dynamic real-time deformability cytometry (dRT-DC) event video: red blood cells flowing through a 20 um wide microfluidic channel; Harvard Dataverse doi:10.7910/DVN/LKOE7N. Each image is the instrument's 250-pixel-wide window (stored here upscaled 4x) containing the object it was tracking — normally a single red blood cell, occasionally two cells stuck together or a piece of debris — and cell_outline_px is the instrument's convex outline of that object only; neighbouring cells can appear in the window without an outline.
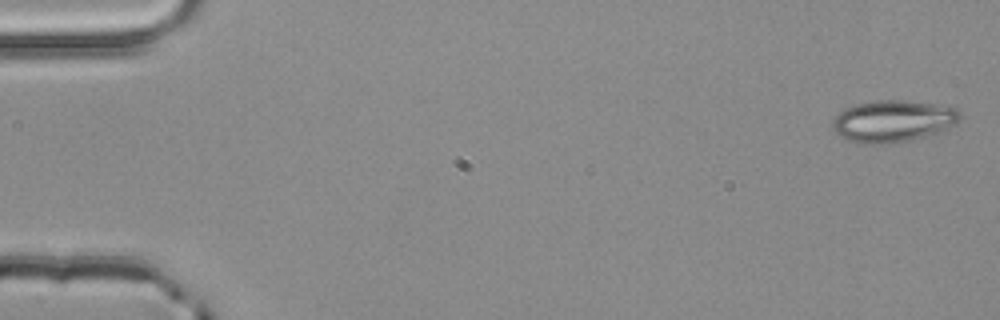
{"species": "common noctule bat (a hibernating species)", "species_latin": "Nyctalus noctula", "temperature_condition": "room temperature", "stored_images_in_passage": 5, "segment_of_instrument_passage": [2, 2], "camera_frame_rate_fps": 3000, "um_per_image_px": 0.085, "animal": {"sex": "male", "body_mass_g": 20.4}, "frame": {"image": 1, "passage_image": 5, "time_ms": 1.333, "image_size_px": [1000, 320], "cell_outline_px": [[960, 120], [956, 124], [936, 132], [924, 136], [908, 140], [884, 144], [872, 144], [848, 140], [840, 136], [832, 128], [832, 120], [844, 108], [856, 104], [876, 100], [904, 100], [936, 104], [956, 108], [960, 112]], "centroid_in_image_um": [75.89, 10.28], "position_along_channel_um": 9.1, "area_um2": 30.81}}